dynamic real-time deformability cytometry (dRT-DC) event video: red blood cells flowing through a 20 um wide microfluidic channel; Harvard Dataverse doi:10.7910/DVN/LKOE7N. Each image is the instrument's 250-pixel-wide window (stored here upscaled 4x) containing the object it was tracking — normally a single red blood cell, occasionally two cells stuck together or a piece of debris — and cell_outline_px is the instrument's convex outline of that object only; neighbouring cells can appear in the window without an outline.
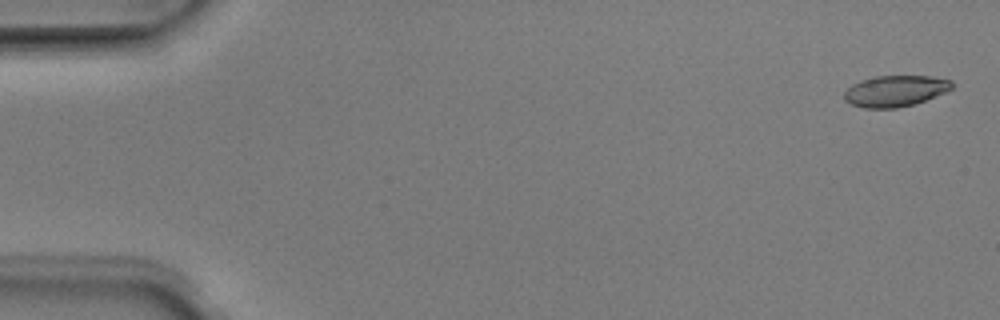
{"species": "Egyptian fruit bat (a non-hibernating species)", "species_latin": "Rousettus aegyptiacus", "temperature_condition": "room temperature", "stored_images_in_passage": 50, "camera_frame_rate_fps": 3000, "um_per_image_px": 0.085, "animal": {"sex": "male"}, "frame": {"image": 1, "passage_image": 1, "time_ms": 0.0, "image_size_px": [1000, 320], "cell_outline_px": [[952, 88], [944, 92], [924, 100], [912, 104], [896, 108], [864, 108], [852, 104], [844, 100], [844, 92], [852, 84], [860, 80], [876, 76], [932, 76], [952, 80]], "centroid_in_image_um": [76.06, 7.72], "position_along_channel_um": 8.9, "area_um2": 19.36}}
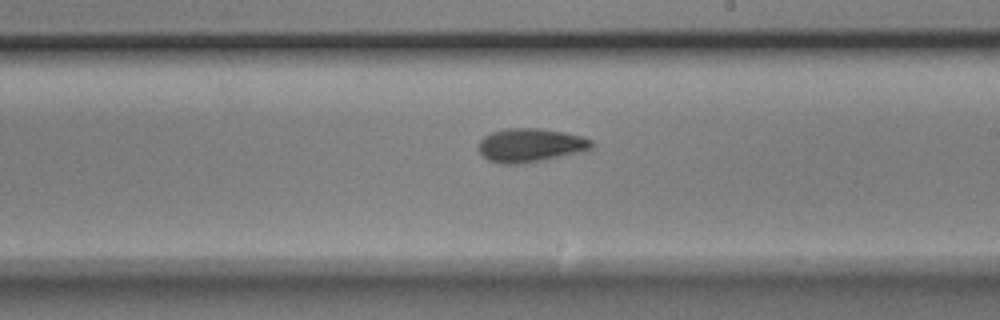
{"frame": {"image": 2, "passage_image": 29, "time_ms": 9.333, "image_size_px": [1000, 320], "cell_outline_px": [[592, 148], [580, 152], [544, 160], [524, 164], [504, 164], [488, 160], [476, 148], [480, 140], [484, 136], [492, 132], [508, 128], [536, 128], [564, 132], [580, 136], [592, 140]], "centroid_in_image_um": [45.05, 12.35], "position_along_channel_um": 243.9, "area_um2": 22.2}}
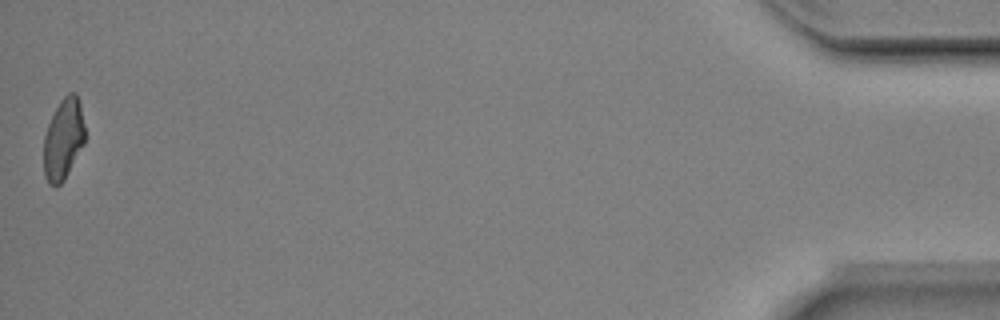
{"frame": {"image": 3, "passage_image": 50, "time_ms": 16.333, "image_size_px": [1000, 320], "cell_outline_px": [[84, 144], [64, 180], [60, 184], [48, 184], [44, 176], [44, 136], [48, 124], [60, 100], [68, 92], [76, 92], [80, 104], [84, 124]], "centroid_in_image_um": [5.38, 11.81], "position_along_channel_um": 429.8, "area_um2": 19.36}, "authors_computed_cell_mechanics": {"area_um2": 20.6924, "velocity_mm_per_s": 4.0107, "shape_relaxation_time_tau1_ms": 4.9509, "shape_relaxation_time_tau2_ms": 5.1296, "deformation_change_tau1": 0.1515, "deformation_change_tau2": 0.1217}}